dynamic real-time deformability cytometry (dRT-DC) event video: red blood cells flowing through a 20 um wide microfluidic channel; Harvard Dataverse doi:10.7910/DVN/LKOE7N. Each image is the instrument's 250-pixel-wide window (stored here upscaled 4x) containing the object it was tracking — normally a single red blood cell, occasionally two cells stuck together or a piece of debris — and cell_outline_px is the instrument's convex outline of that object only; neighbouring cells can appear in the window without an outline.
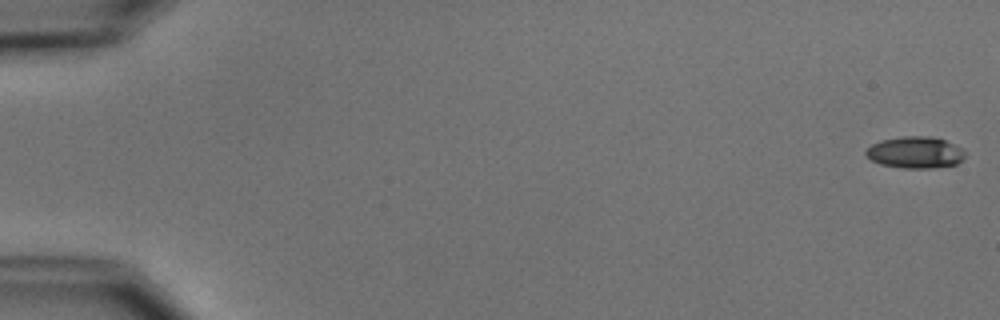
{"species": "common noctule bat (a hibernating species)", "species_latin": "Nyctalus noctula", "temperature_condition": "cold", "stored_images_in_passage": 54, "camera_frame_rate_fps": 3000, "um_per_image_px": 0.085, "animal": {"sex": "male", "body_mass_g": 15.6}, "frame": {"image": 1, "passage_image": 1, "time_ms": 0.0, "image_size_px": [1000, 320], "cell_outline_px": [[964, 156], [956, 164], [932, 168], [904, 168], [880, 164], [872, 160], [864, 152], [872, 144], [880, 140], [904, 136], [928, 136], [944, 140], [964, 148]], "centroid_in_image_um": [77.79, 12.95], "position_along_channel_um": 7.2, "area_um2": 18.15}}
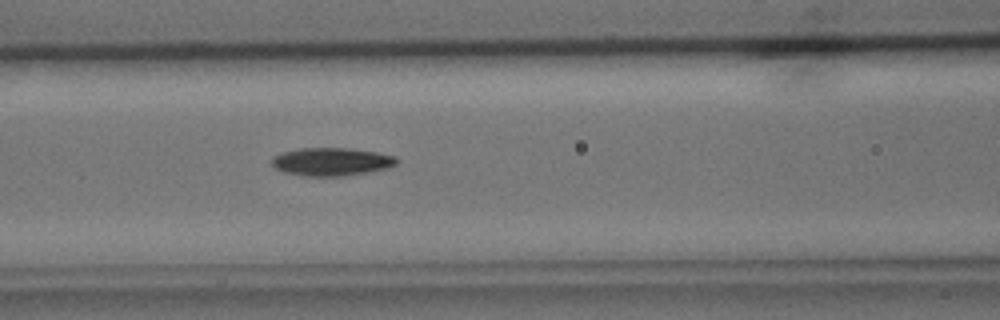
{"frame": {"image": 2, "passage_image": 24, "time_ms": 7.667, "image_size_px": [1000, 320], "cell_outline_px": [[396, 164], [388, 168], [368, 172], [344, 176], [304, 176], [284, 172], [276, 168], [272, 164], [272, 156], [284, 152], [300, 148], [352, 148], [376, 152], [396, 156]], "centroid_in_image_um": [28.18, 13.74], "position_along_channel_um": 138.4, "area_um2": 20.4}}
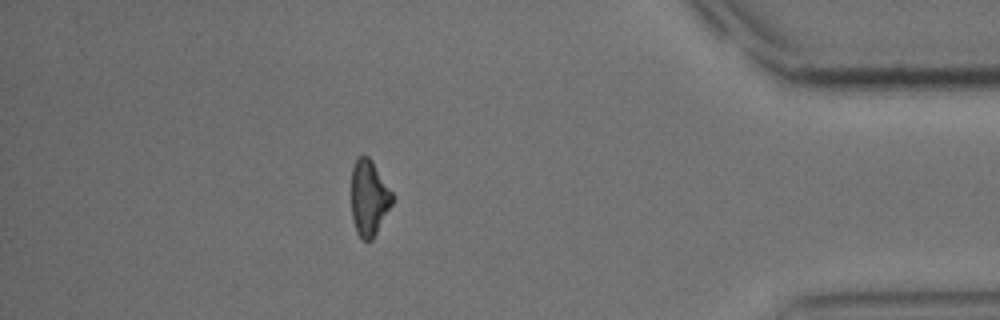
{"frame": {"image": 3, "passage_image": 48, "time_ms": 15.667, "image_size_px": [1000, 320], "cell_outline_px": [[396, 196], [392, 204], [372, 240], [364, 240], [356, 232], [352, 220], [352, 168], [356, 156], [368, 156], [372, 160]], "centroid_in_image_um": [31.38, 16.79], "position_along_channel_um": 403.8, "area_um2": 18.26}, "authors_computed_cell_mechanics": {"area_um2": 18.9006, "velocity_mm_per_s": 3.7803, "shape_relaxation_time_tau1_ms": 5.623, "shape_relaxation_time_tau2_ms": null, "deformation_change_tau1": 0.1266, "deformation_change_tau2": null}}